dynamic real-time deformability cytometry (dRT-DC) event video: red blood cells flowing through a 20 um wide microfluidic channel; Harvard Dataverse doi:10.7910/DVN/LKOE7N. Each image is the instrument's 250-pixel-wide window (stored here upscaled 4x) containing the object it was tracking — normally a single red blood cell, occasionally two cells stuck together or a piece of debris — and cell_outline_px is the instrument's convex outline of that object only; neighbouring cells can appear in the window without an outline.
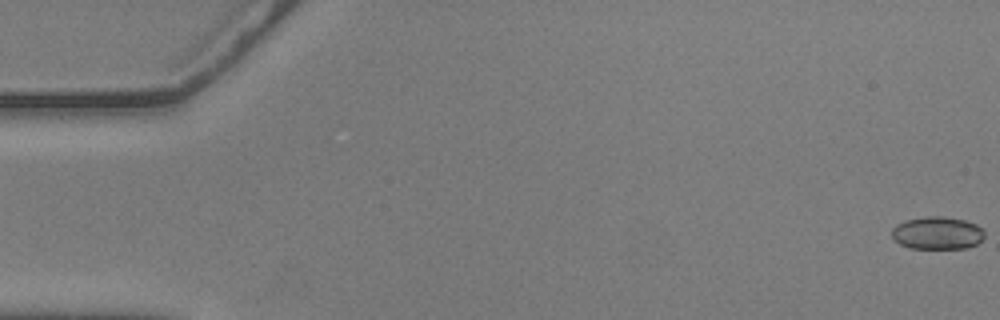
{"species": "common noctule bat (a hibernating species)", "species_latin": "Nyctalus noctula", "temperature_condition": "warm", "stored_images_in_passage": 57, "camera_frame_rate_fps": 3000, "um_per_image_px": 0.085, "animal": {"sex": "male", "body_mass_g": 20.5, "forearm_length_mm": 52.5}, "frame": {"image": 1, "passage_image": 1, "time_ms": 0.0, "image_size_px": [1000, 320], "cell_outline_px": [[984, 236], [976, 244], [968, 248], [908, 248], [892, 240], [892, 228], [896, 224], [904, 220], [924, 216], [944, 216], [964, 220], [976, 224], [984, 232]], "centroid_in_image_um": [79.62, 19.8], "position_along_channel_um": 5.4, "area_um2": 17.8}}
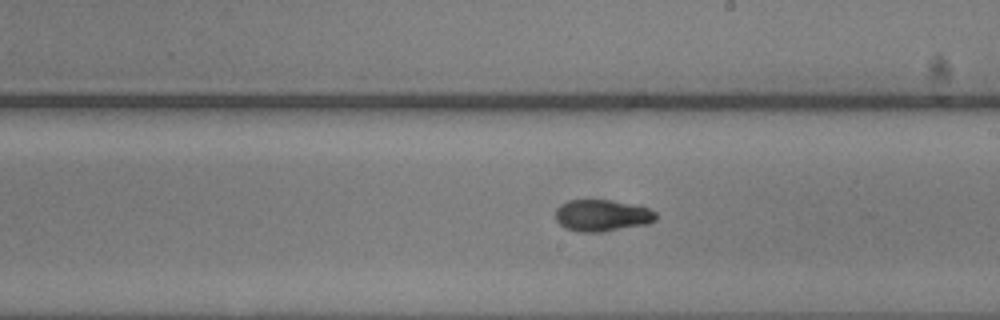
{"frame": {"image": 2, "passage_image": 33, "time_ms": 10.667, "image_size_px": [1000, 320], "cell_outline_px": [[656, 220], [648, 224], [604, 232], [576, 232], [564, 228], [556, 220], [556, 208], [560, 204], [568, 200], [608, 200], [648, 208], [656, 212]], "centroid_in_image_um": [51.15, 18.33], "position_along_channel_um": 237.9, "area_um2": 18.61}}
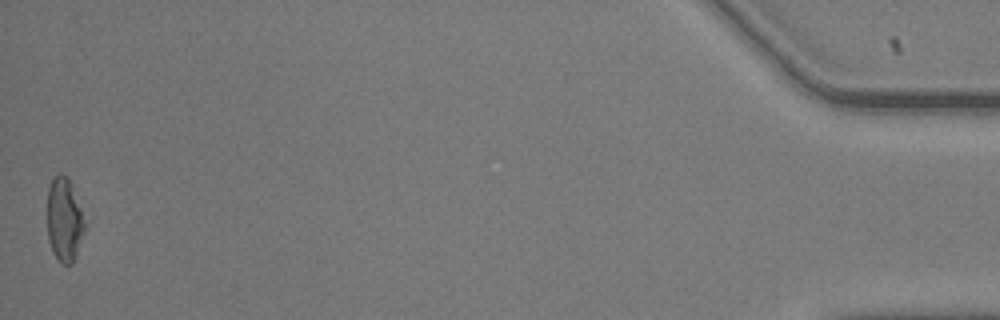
{"frame": {"image": 3, "passage_image": 57, "time_ms": 18.667, "image_size_px": [1000, 320], "cell_outline_px": [[84, 232], [76, 256], [72, 264], [60, 264], [52, 252], [48, 240], [48, 188], [52, 180], [60, 172], [68, 176], [72, 184], [84, 220]], "centroid_in_image_um": [5.46, 18.7], "position_along_channel_um": 429.7, "area_um2": 18.26}, "authors_computed_cell_mechanics": {"area_um2": 18.6116, "velocity_mm_per_s": 3.6006, "shape_relaxation_time_tau1_ms": 4.5254, "shape_relaxation_time_tau2_ms": 3.0601, "deformation_change_tau1": 0.145, "deformation_change_tau2": 0.0795}}